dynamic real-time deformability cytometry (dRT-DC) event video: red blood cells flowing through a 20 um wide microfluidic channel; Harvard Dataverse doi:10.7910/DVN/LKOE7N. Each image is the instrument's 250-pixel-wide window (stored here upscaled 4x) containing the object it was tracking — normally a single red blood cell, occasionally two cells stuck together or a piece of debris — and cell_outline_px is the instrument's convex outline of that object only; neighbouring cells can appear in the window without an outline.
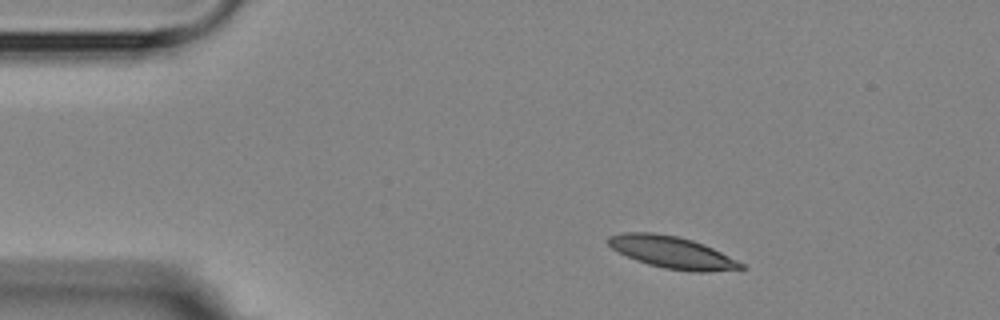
{"species": "Egyptian fruit bat (a non-hibernating species)", "species_latin": "Rousettus aegyptiacus", "temperature_condition": "room temperature", "stored_images_in_passage": 2, "camera_frame_rate_fps": 3000, "um_per_image_px": 0.085, "animal": {"sex": "female"}, "frame": {"image": 1, "passage_image": 1, "time_ms": 0.0, "image_size_px": [1000, 320], "cell_outline_px": [[748, 268], [708, 272], [692, 272], [664, 268], [648, 264], [636, 260], [612, 248], [604, 240], [608, 236], [624, 232], [652, 232], [676, 236], [692, 240], [704, 244], [744, 264]], "centroid_in_image_um": [57.11, 21.45], "position_along_channel_um": 27.9, "area_um2": 24.68}}